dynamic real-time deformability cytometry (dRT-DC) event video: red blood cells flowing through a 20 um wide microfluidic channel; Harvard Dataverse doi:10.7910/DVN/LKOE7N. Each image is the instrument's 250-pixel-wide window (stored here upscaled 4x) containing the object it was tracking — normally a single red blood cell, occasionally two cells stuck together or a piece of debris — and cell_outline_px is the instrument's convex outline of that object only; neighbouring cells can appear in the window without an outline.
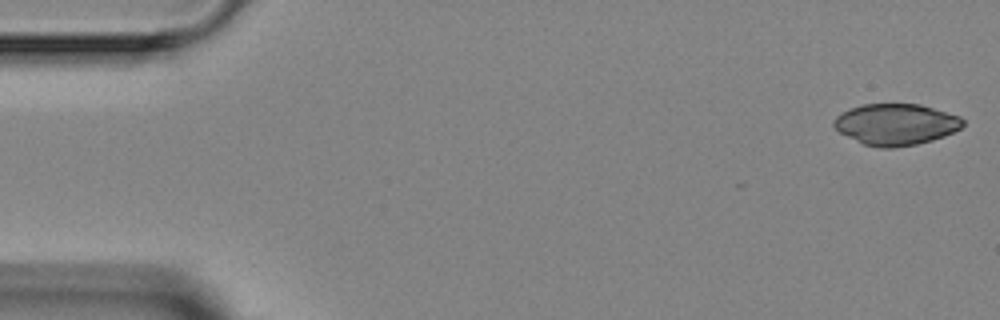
{"species": "Egyptian fruit bat (a non-hibernating species)", "species_latin": "Rousettus aegyptiacus", "temperature_condition": "room temperature", "stored_images_in_passage": 4, "camera_frame_rate_fps": 3000, "um_per_image_px": 0.085, "animal": {"sex": "female"}, "frame": {"image": 1, "passage_image": 1, "time_ms": 0.0, "image_size_px": [1000, 320], "cell_outline_px": [[964, 124], [960, 128], [944, 136], [932, 140], [916, 144], [892, 148], [880, 148], [864, 144], [840, 132], [832, 124], [836, 116], [852, 108], [864, 104], [920, 104], [960, 116], [964, 120]], "centroid_in_image_um": [76.17, 10.57], "position_along_channel_um": 8.8, "area_um2": 30.75}}